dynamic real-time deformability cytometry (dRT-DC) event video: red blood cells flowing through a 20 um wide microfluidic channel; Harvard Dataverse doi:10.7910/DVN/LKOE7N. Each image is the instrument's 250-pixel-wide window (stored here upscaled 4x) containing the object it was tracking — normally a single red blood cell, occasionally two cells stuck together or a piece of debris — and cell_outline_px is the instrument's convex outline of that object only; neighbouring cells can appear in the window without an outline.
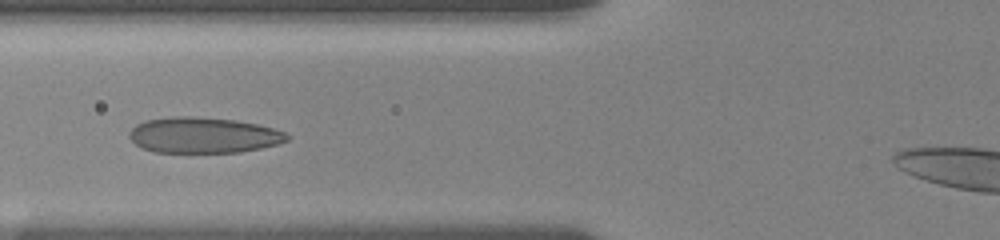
{"species": "human", "species_latin": "Homo sapiens", "temperature_condition": "room temperature", "stored_images_in_passage": 44, "camera_frame_rate_fps": 3000, "um_per_image_px": 0.085, "donor": {"sex": "female"}, "frame": {"image": 1, "passage_image": 15, "time_ms": 5.333, "image_size_px": [1000, 240], "cell_outline_px": [[288, 140], [276, 144], [260, 148], [240, 152], [152, 152], [136, 144], [128, 136], [128, 132], [136, 124], [144, 120], [172, 116], [188, 116], [236, 120], [256, 124], [272, 128], [284, 132], [288, 136]], "centroid_in_image_um": [17.24, 11.48], "position_along_channel_um": 108.6, "area_um2": 32.71}}
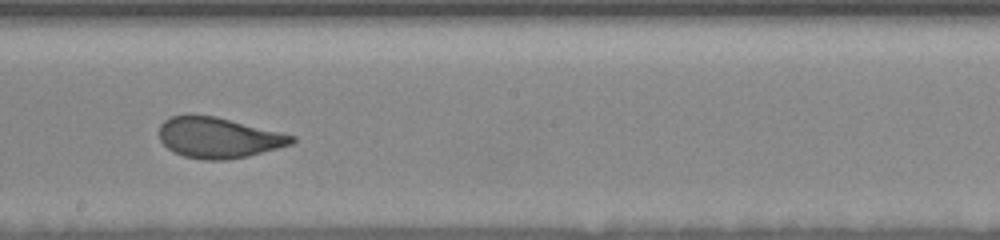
{"frame": {"image": 2, "passage_image": 25, "time_ms": 8.667, "image_size_px": [1000, 240], "cell_outline_px": [[296, 140], [292, 144], [248, 156], [228, 160], [204, 160], [184, 156], [168, 148], [160, 140], [160, 124], [164, 120], [172, 116], [188, 112], [216, 116], [296, 136]], "centroid_in_image_um": [18.55, 11.67], "position_along_channel_um": 229.7, "area_um2": 31.67}}
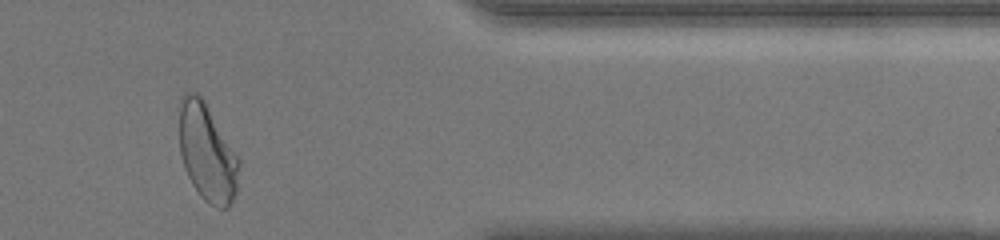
{"frame": {"image": 3, "passage_image": 40, "time_ms": 13.667, "image_size_px": [1000, 240], "cell_outline_px": [[240, 164], [236, 192], [228, 208], [216, 208], [204, 200], [200, 196], [192, 184], [184, 168], [180, 152], [180, 96], [188, 92], [196, 92], [204, 100], [240, 160]], "centroid_in_image_um": [17.61, 12.99], "position_along_channel_um": 393.8, "area_um2": 33.81}}